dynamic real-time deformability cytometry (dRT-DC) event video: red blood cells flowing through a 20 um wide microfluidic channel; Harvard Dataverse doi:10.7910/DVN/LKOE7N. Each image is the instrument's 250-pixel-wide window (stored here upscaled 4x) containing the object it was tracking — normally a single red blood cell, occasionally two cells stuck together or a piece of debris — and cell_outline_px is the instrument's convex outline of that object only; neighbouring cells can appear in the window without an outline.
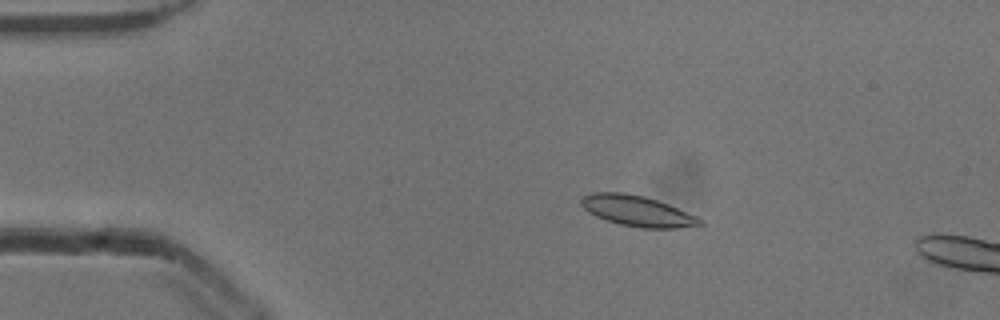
{"species": "common noctule bat (a hibernating species)", "species_latin": "Nyctalus noctula", "temperature_condition": "cold", "stored_images_in_passage": 15, "camera_frame_rate_fps": 3000, "um_per_image_px": 0.085, "animal": {"sex": "male", "body_mass_g": 13.3}, "frame": {"image": 1, "passage_image": 9, "time_ms": 2.667, "image_size_px": [1000, 320], "cell_outline_px": [[704, 224], [700, 228], [640, 228], [620, 224], [596, 216], [588, 212], [580, 204], [580, 196], [592, 192], [620, 192], [644, 196], [668, 204], [696, 216], [704, 220]], "centroid_in_image_um": [54.21, 17.94], "position_along_channel_um": 30.8, "area_um2": 21.5}}